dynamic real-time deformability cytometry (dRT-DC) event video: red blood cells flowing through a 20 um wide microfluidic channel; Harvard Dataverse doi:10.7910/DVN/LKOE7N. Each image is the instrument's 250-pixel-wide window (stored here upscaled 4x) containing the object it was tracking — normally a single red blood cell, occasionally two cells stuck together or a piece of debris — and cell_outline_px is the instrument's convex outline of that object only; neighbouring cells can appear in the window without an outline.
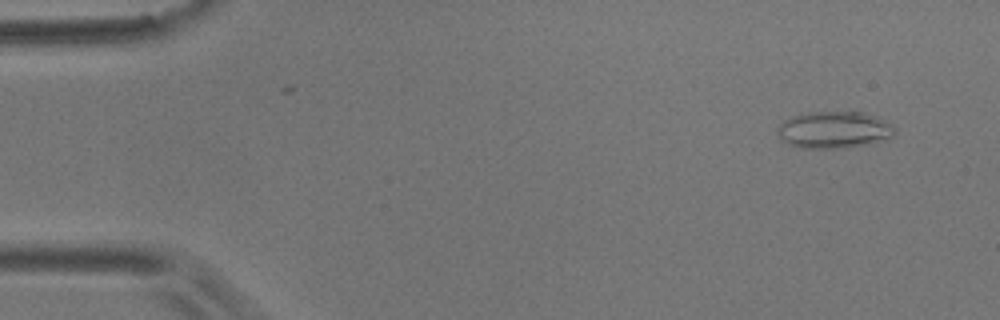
{"species": "common noctule bat (a hibernating species)", "species_latin": "Nyctalus noctula", "temperature_condition": "room temperature", "stored_images_in_passage": 8, "camera_frame_rate_fps": 3000, "um_per_image_px": 0.085, "animal": {"sex": "male", "body_mass_g": 17.9}, "frame": {"image": 1, "passage_image": 1, "time_ms": 0.0, "image_size_px": [1000, 320], "cell_outline_px": [[896, 132], [892, 136], [868, 144], [840, 148], [800, 148], [788, 144], [776, 132], [780, 124], [784, 120], [792, 116], [808, 112], [864, 112], [884, 120], [892, 124], [896, 128]], "centroid_in_image_um": [70.89, 11.03], "position_along_channel_um": 14.1, "area_um2": 25.09}}
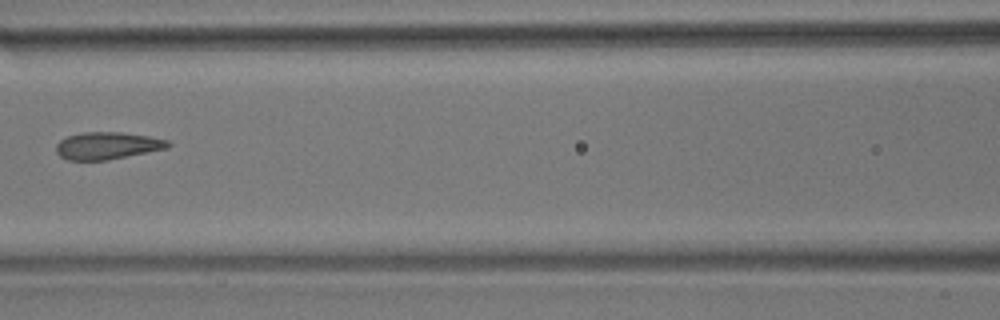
{"frame": {"image": 2, "passage_image": 7, "time_ms": 2.0, "image_size_px": [1000, 320], "cell_outline_px": [[172, 144], [168, 148], [108, 160], [68, 160], [60, 156], [56, 152], [56, 144], [60, 140], [68, 136], [80, 132], [120, 132], [148, 136], [168, 140]], "centroid_in_image_um": [9.12, 12.38], "position_along_channel_um": 157.5, "area_um2": 17.8}}
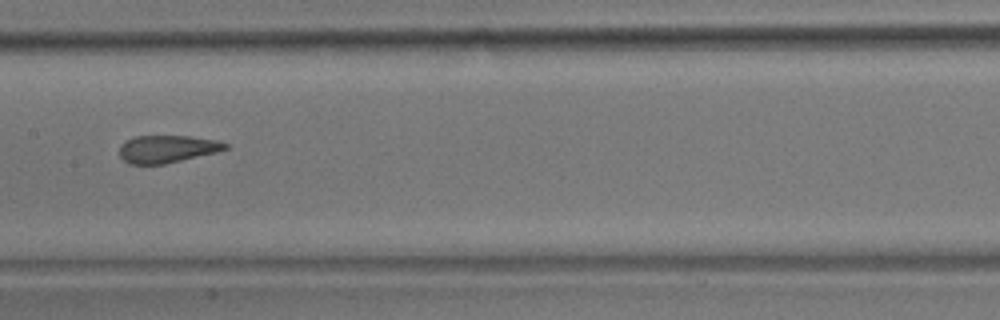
{"frame": {"image": 3, "passage_image": 8, "time_ms": 2.333, "image_size_px": [1000, 320], "cell_outline_px": [[228, 148], [216, 152], [164, 164], [128, 164], [120, 156], [120, 144], [136, 136], [188, 136], [220, 140], [228, 144]], "centroid_in_image_um": [14.22, 12.66], "position_along_channel_um": 193.2, "area_um2": 16.88}}